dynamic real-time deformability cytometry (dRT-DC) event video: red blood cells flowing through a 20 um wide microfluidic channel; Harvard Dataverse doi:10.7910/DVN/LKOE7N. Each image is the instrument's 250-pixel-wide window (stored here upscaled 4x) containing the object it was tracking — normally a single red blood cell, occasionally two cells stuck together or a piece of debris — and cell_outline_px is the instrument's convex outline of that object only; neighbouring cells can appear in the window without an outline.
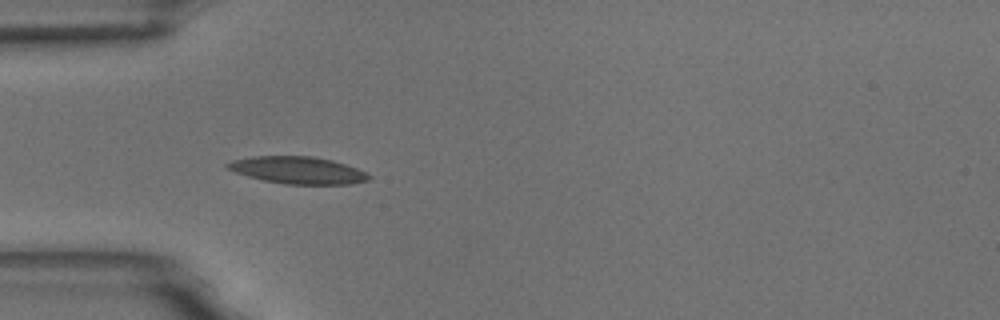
{"species": "common noctule bat (a hibernating species)", "species_latin": "Nyctalus noctula", "temperature_condition": "room temperature", "stored_images_in_passage": 3, "camera_frame_rate_fps": 3000, "um_per_image_px": 0.085, "animal": {"sex": "male", "body_mass_g": 18.8}, "frame": {"image": 1, "passage_image": 2, "time_ms": 1.333, "image_size_px": [1000, 320], "cell_outline_px": [[372, 176], [368, 180], [352, 184], [284, 184], [264, 180], [248, 176], [236, 172], [228, 168], [224, 164], [232, 160], [252, 156], [312, 156], [332, 160], [356, 168]], "centroid_in_image_um": [25.31, 14.46], "position_along_channel_um": 59.7, "area_um2": 22.2}}
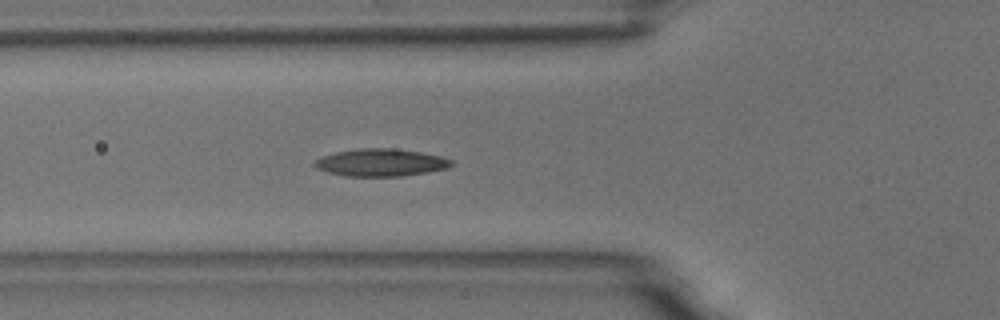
{"frame": {"image": 2, "passage_image": 3, "time_ms": 2.333, "image_size_px": [1000, 320], "cell_outline_px": [[456, 164], [448, 168], [428, 172], [400, 176], [344, 176], [328, 172], [316, 168], [312, 164], [320, 156], [336, 152], [360, 148], [388, 148], [420, 152], [440, 156], [452, 160]], "centroid_in_image_um": [32.36, 13.82], "position_along_channel_um": 93.4, "area_um2": 21.91}}